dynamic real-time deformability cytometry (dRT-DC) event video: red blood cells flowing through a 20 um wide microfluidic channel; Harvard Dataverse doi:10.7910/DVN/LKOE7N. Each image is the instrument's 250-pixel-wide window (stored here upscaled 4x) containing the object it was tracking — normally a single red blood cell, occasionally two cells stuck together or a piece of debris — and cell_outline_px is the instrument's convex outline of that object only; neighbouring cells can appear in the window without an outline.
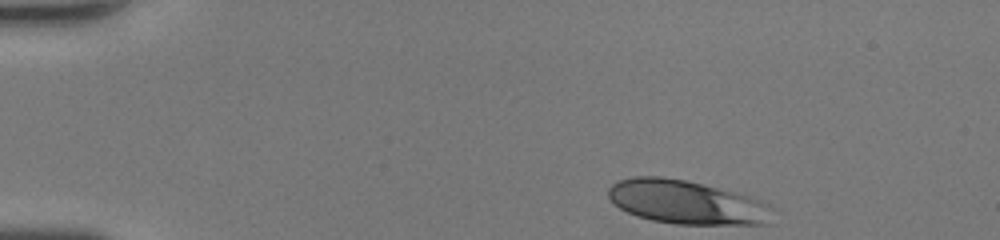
{"species": "human", "species_latin": "Homo sapiens", "temperature_condition": "room temperature", "stored_images_in_passage": 41, "camera_frame_rate_fps": 3000, "um_per_image_px": 0.085, "donor": {"sex": "female"}, "frame": {"image": 1, "passage_image": 1, "time_ms": 0.0, "image_size_px": [1000, 240], "cell_outline_px": [[776, 208], [768, 224], [676, 224], [652, 220], [636, 216], [620, 208], [608, 196], [608, 188], [616, 180], [632, 176], [660, 176], [684, 180], [736, 192], [748, 196], [768, 204]], "centroid_in_image_um": [58.36, 17.19], "position_along_channel_um": 26.6, "area_um2": 41.91}}
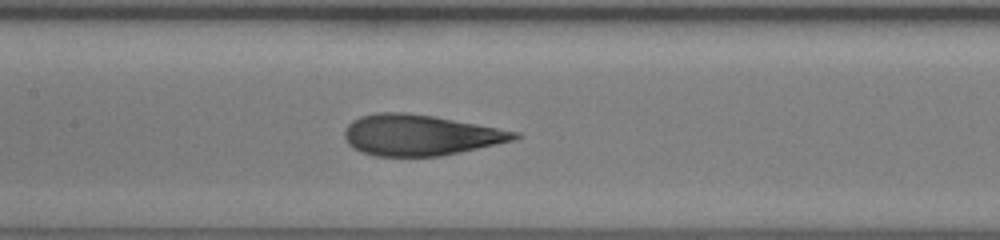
{"frame": {"image": 2, "passage_image": 17, "time_ms": 5.333, "image_size_px": [1000, 240], "cell_outline_px": [[524, 136], [512, 140], [496, 144], [460, 152], [440, 156], [376, 156], [360, 152], [352, 148], [348, 144], [344, 136], [344, 132], [348, 124], [352, 120], [360, 116], [376, 112], [408, 112], [432, 116], [520, 132]], "centroid_in_image_um": [35.67, 11.48], "position_along_channel_um": 171.7, "area_um2": 40.4}}
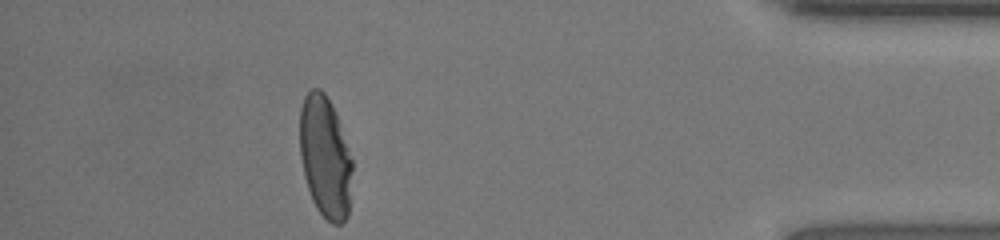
{"frame": {"image": 3, "passage_image": 36, "time_ms": 11.667, "image_size_px": [1000, 240], "cell_outline_px": [[352, 168], [348, 216], [340, 224], [332, 224], [316, 208], [312, 200], [304, 176], [300, 156], [300, 108], [304, 96], [312, 88], [320, 88], [324, 92], [336, 116], [348, 148], [352, 160]], "centroid_in_image_um": [27.62, 13.36], "position_along_channel_um": 407.6, "area_um2": 36.88}, "authors_computed_cell_mechanics": {"area_um2": 40.1132, "velocity_mm_per_s": 4.4119, "shape_relaxation_time_tau1_ms": 5.8718, "shape_relaxation_time_tau2_ms": 0.7124, "deformation_change_tau1": 0.239, "deformation_change_tau2": 0.0786}}